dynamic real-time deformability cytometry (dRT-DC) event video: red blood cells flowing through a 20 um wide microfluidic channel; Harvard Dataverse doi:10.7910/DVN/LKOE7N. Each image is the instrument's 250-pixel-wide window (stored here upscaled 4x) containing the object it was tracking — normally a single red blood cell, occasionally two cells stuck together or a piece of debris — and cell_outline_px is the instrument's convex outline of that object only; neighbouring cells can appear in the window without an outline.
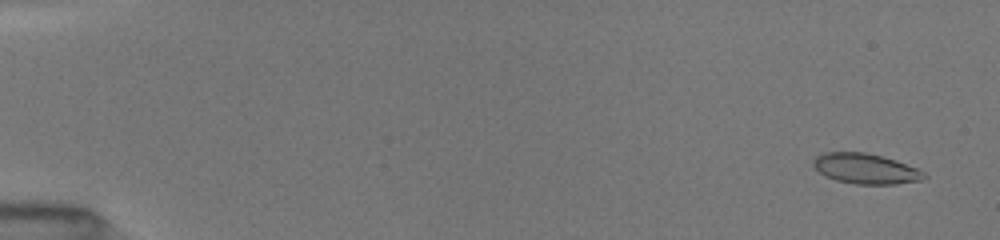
{"species": "common noctule bat (a hibernating species)", "species_latin": "Nyctalus noctula", "temperature_condition": "room temperature", "stored_images_in_passage": 11, "camera_frame_rate_fps": 3000, "um_per_image_px": 0.085, "animal": {"sex": "female", "body_mass_g": 19.5, "forearm_length_mm": 54.1}, "frame": {"image": 1, "passage_image": 2, "time_ms": 0.667, "image_size_px": [1000, 240], "cell_outline_px": [[928, 176], [920, 180], [896, 184], [856, 184], [836, 180], [824, 176], [812, 164], [812, 160], [816, 156], [824, 152], [864, 152], [896, 160], [916, 168], [924, 172]], "centroid_in_image_um": [73.55, 14.34], "position_along_channel_um": 11.4, "area_um2": 19.48}}
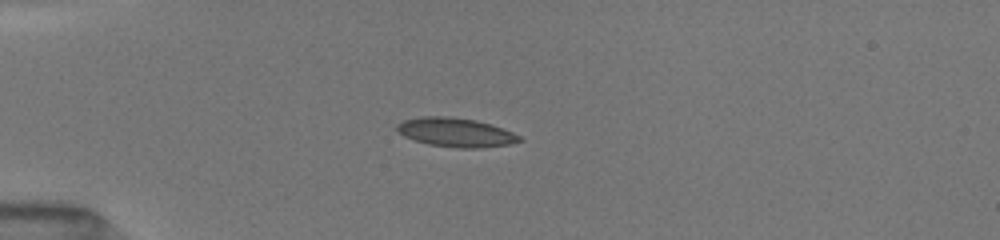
{"frame": {"image": 2, "passage_image": 8, "time_ms": 4.667, "image_size_px": [1000, 240], "cell_outline_px": [[524, 140], [508, 144], [480, 148], [456, 148], [428, 144], [404, 136], [396, 132], [396, 124], [404, 120], [420, 116], [448, 116], [476, 120], [492, 124], [512, 132], [520, 136]], "centroid_in_image_um": [38.72, 11.24], "position_along_channel_um": 46.3, "area_um2": 20.81}}
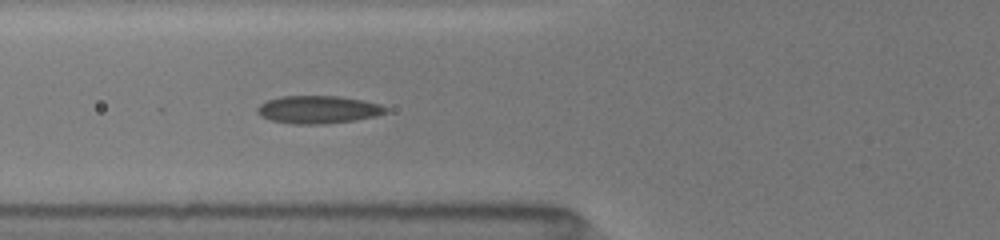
{"frame": {"image": 3, "passage_image": 11, "time_ms": 6.667, "image_size_px": [1000, 240], "cell_outline_px": [[388, 112], [376, 116], [352, 120], [324, 124], [292, 124], [272, 120], [260, 116], [256, 112], [256, 108], [260, 104], [268, 100], [280, 96], [340, 96], [364, 100], [380, 104], [388, 108]], "centroid_in_image_um": [27.04, 9.31], "position_along_channel_um": 98.8, "area_um2": 20.87}}